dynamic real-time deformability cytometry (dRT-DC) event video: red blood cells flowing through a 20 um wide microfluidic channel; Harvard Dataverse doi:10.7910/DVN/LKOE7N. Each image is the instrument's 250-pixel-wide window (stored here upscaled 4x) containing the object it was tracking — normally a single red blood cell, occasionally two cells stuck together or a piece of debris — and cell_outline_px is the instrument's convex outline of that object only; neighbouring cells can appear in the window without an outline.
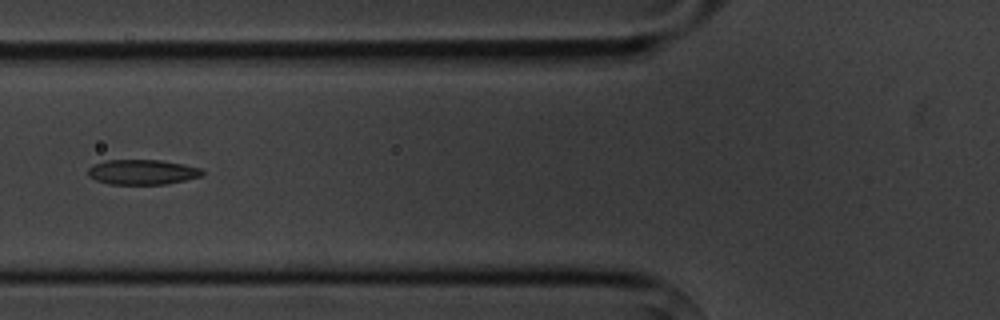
{"species": "common noctule bat (a hibernating species)", "species_latin": "Nyctalus noctula", "temperature_condition": "cold", "stored_images_in_passage": 8, "camera_frame_rate_fps": 3000, "um_per_image_px": 0.085, "animal": {"sex": "male", "body_mass_g": 20.1, "forearm_length_mm": 53.5}, "frame": {"image": 1, "passage_image": 5, "time_ms": 4.667, "image_size_px": [1000, 320], "cell_outline_px": [[204, 172], [200, 176], [168, 184], [108, 184], [96, 180], [88, 176], [88, 168], [92, 164], [104, 160], [160, 160], [184, 164], [200, 168]], "centroid_in_image_um": [12.05, 14.62], "position_along_channel_um": 113.7, "area_um2": 16.7}}
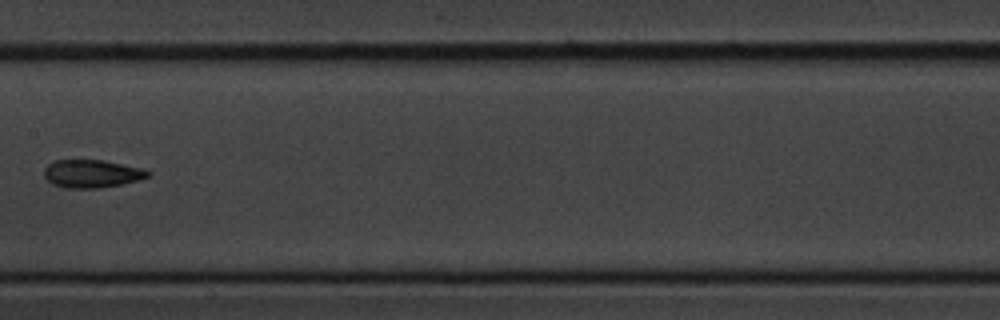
{"frame": {"image": 2, "passage_image": 7, "time_ms": 7.0, "image_size_px": [1000, 320], "cell_outline_px": [[152, 172], [148, 176], [136, 180], [120, 184], [96, 188], [64, 188], [52, 184], [44, 176], [44, 168], [52, 160], [104, 160], [144, 168]], "centroid_in_image_um": [7.78, 14.75], "position_along_channel_um": 199.6, "area_um2": 16.94}}
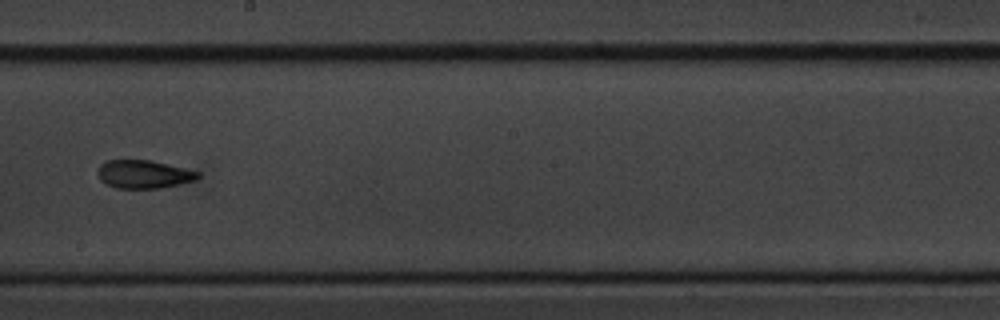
{"frame": {"image": 3, "passage_image": 8, "time_ms": 8.0, "image_size_px": [1000, 320], "cell_outline_px": [[200, 176], [196, 180], [180, 184], [160, 188], [116, 188], [104, 184], [100, 180], [96, 172], [100, 164], [108, 160], [152, 160], [200, 172]], "centroid_in_image_um": [12.19, 14.81], "position_along_channel_um": 236.0, "area_um2": 16.65}}